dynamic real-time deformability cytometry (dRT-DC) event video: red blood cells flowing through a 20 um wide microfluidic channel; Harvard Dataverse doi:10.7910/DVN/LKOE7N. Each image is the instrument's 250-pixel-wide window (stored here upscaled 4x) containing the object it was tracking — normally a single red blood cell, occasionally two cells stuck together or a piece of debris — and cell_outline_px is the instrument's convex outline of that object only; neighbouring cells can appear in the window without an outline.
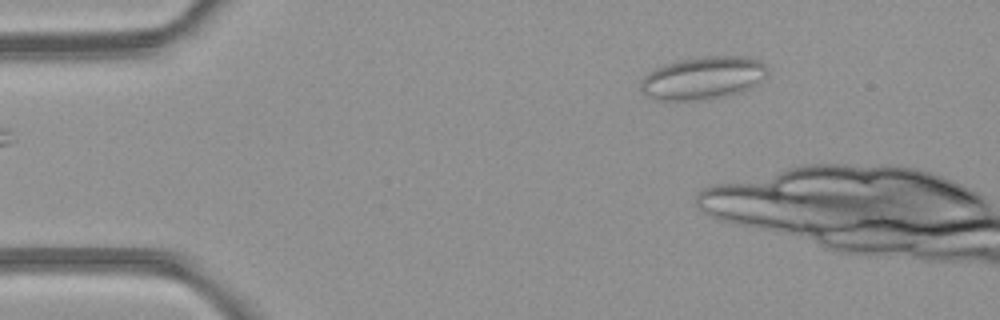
{"species": "common noctule bat (a hibernating species)", "species_latin": "Nyctalus noctula", "temperature_condition": "room temperature", "stored_images_in_passage": 6, "camera_frame_rate_fps": 3000, "um_per_image_px": 0.085, "animal": {"sex": "female", "body_mass_g": 21.9}, "frame": {"image": 1, "passage_image": 1, "time_ms": 0.0, "image_size_px": [1000, 320], "cell_outline_px": [[768, 72], [752, 88], [740, 92], [724, 96], [704, 100], [656, 100], [648, 96], [640, 88], [640, 80], [648, 72], [656, 68], [680, 60], [704, 56], [744, 56], [760, 60], [768, 68]], "centroid_in_image_um": [59.76, 6.63], "position_along_channel_um": 25.2, "area_um2": 31.56}}